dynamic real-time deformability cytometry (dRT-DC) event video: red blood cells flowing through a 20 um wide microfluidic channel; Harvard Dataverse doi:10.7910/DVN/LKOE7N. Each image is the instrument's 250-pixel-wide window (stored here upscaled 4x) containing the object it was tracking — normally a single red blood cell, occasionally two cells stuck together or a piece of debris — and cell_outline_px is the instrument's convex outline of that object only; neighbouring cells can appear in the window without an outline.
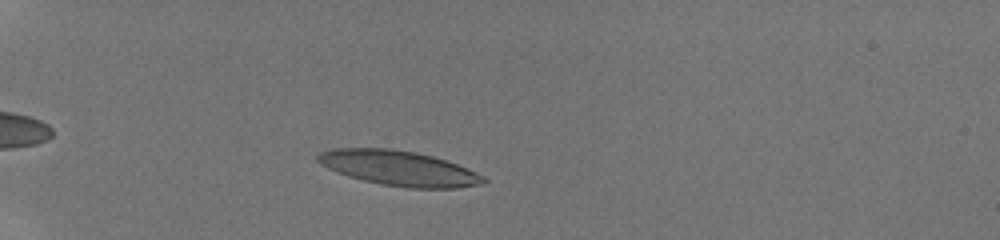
{"species": "human", "species_latin": "Homo sapiens", "temperature_condition": "room temperature", "stored_images_in_passage": 8, "camera_frame_rate_fps": 3000, "um_per_image_px": 0.085, "donor": {"sex": "male"}, "frame": {"image": 1, "passage_image": 4, "time_ms": 2.333, "image_size_px": [1000, 240], "cell_outline_px": [[488, 180], [484, 184], [456, 188], [408, 188], [380, 184], [348, 176], [336, 172], [320, 164], [316, 160], [316, 156], [320, 152], [332, 148], [388, 148], [416, 152], [432, 156], [456, 164], [476, 172], [484, 176]], "centroid_in_image_um": [33.89, 14.3], "position_along_channel_um": 51.1, "area_um2": 33.81}}
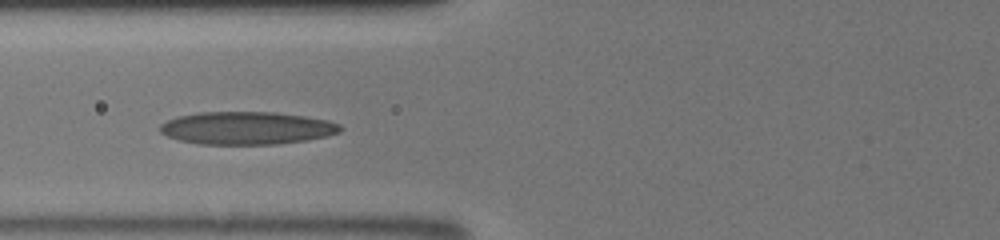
{"frame": {"image": 2, "passage_image": 7, "time_ms": 4.667, "image_size_px": [1000, 240], "cell_outline_px": [[344, 128], [340, 132], [328, 136], [308, 140], [276, 144], [200, 144], [180, 140], [168, 136], [160, 132], [160, 124], [176, 116], [200, 112], [276, 112], [304, 116], [328, 120], [340, 124]], "centroid_in_image_um": [21.01, 10.88], "position_along_channel_um": 104.8, "area_um2": 34.56}}